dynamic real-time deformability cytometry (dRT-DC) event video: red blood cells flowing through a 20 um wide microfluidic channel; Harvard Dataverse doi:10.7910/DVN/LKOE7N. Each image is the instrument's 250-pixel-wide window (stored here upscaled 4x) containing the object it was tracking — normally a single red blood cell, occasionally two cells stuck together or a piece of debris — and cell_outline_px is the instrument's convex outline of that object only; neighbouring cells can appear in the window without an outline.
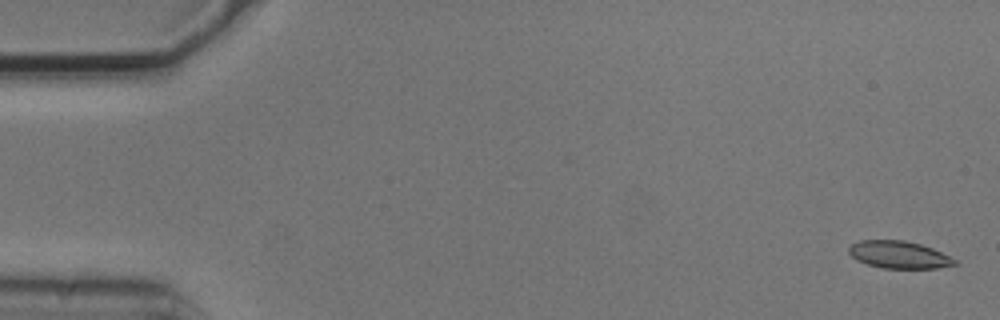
{"species": "common noctule bat (a hibernating species)", "species_latin": "Nyctalus noctula", "temperature_condition": "cold", "stored_images_in_passage": 6, "segment_of_instrument_passage": [1, 2], "camera_frame_rate_fps": 3000, "um_per_image_px": 0.085, "animal": {"sex": "male", "body_mass_g": 20.5, "forearm_length_mm": 52.5}, "frame": {"image": 1, "passage_image": 1, "time_ms": 0.0, "image_size_px": [1000, 320], "cell_outline_px": [[956, 264], [936, 268], [880, 268], [856, 260], [848, 252], [848, 248], [852, 244], [860, 240], [904, 240], [920, 244], [932, 248], [956, 260]], "centroid_in_image_um": [76.37, 21.65], "position_along_channel_um": 8.6, "area_um2": 16.7}}
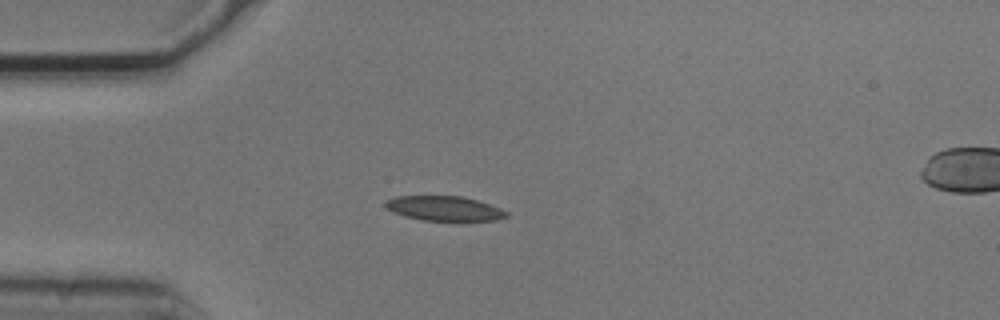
{"frame": {"image": 2, "passage_image": 5, "time_ms": 1.333, "image_size_px": [1000, 320], "cell_outline_px": [[508, 216], [496, 220], [424, 220], [404, 216], [392, 212], [384, 204], [388, 200], [396, 196], [460, 196], [476, 200], [500, 208], [508, 212]], "centroid_in_image_um": [37.76, 17.71], "position_along_channel_um": 47.2, "area_um2": 17.11}}